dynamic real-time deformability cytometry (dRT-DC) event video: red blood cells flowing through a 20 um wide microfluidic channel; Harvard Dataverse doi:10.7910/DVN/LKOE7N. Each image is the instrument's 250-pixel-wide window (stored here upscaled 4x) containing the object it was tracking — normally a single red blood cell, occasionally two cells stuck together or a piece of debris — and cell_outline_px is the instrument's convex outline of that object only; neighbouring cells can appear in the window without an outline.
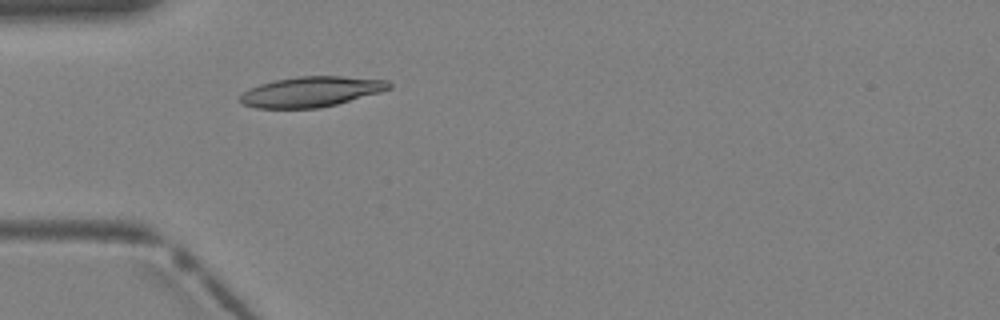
{"species": "Egyptian fruit bat (a non-hibernating species)", "species_latin": "Rousettus aegyptiacus", "temperature_condition": "warm", "stored_images_in_passage": 4, "camera_frame_rate_fps": 3000, "um_per_image_px": 0.085, "animal": {"sex": "female"}, "frame": {"image": 1, "passage_image": 4, "time_ms": 1.0, "image_size_px": [1000, 320], "cell_outline_px": [[392, 88], [380, 92], [336, 104], [320, 108], [256, 108], [244, 104], [236, 100], [236, 96], [260, 84], [276, 80], [300, 76], [340, 76], [388, 80], [392, 84]], "centroid_in_image_um": [26.43, 7.8], "position_along_channel_um": 58.6, "area_um2": 26.24}}